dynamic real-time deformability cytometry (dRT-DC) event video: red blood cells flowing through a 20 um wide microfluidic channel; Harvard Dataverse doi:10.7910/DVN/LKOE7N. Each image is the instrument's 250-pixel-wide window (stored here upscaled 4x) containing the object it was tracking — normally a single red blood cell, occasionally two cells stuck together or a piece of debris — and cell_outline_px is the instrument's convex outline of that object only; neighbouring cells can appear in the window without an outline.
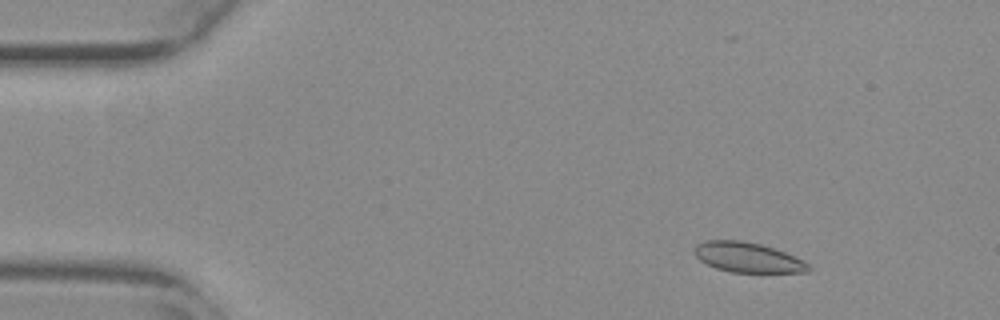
{"species": "common noctule bat (a hibernating species)", "species_latin": "Nyctalus noctula", "temperature_condition": "warm", "stored_images_in_passage": 56, "camera_frame_rate_fps": 3000, "um_per_image_px": 0.085, "animal": {"sex": "female", "body_mass_g": 29.2, "forearm_length_mm": 56.3}, "frame": {"image": 1, "passage_image": 7, "time_ms": 2.0, "image_size_px": [1000, 320], "cell_outline_px": [[812, 268], [808, 272], [732, 272], [716, 268], [700, 260], [692, 252], [692, 248], [696, 244], [704, 240], [740, 240], [760, 244], [784, 252], [804, 260]], "centroid_in_image_um": [63.52, 21.87], "position_along_channel_um": 21.5, "area_um2": 19.94}}
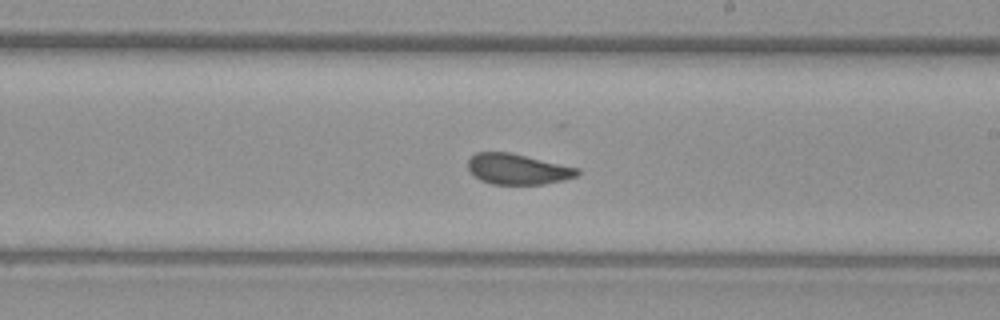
{"frame": {"image": 2, "passage_image": 32, "time_ms": 10.333, "image_size_px": [1000, 320], "cell_outline_px": [[580, 172], [576, 176], [564, 180], [544, 184], [492, 184], [480, 180], [472, 176], [468, 168], [468, 160], [476, 152], [512, 152], [580, 168]], "centroid_in_image_um": [44.0, 14.37], "position_along_channel_um": 245.0, "area_um2": 19.77}}
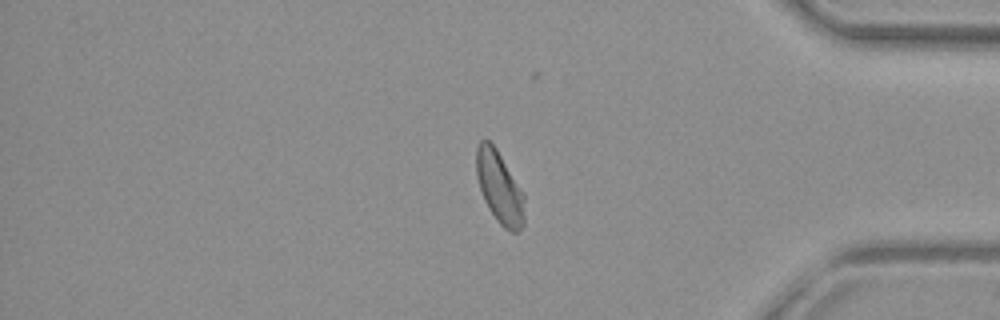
{"frame": {"image": 3, "passage_image": 46, "time_ms": 15.0, "image_size_px": [1000, 320], "cell_outline_px": [[524, 224], [516, 232], [512, 232], [504, 228], [496, 220], [488, 208], [484, 200], [476, 176], [476, 148], [480, 140], [488, 140], [496, 148], [524, 192]], "centroid_in_image_um": [42.46, 15.93], "position_along_channel_um": 392.7, "area_um2": 20.29}, "authors_computed_cell_mechanics": {"area_um2": 20.4901, "velocity_mm_per_s": 3.7503, "shape_relaxation_time_tau1_ms": 6.8662, "shape_relaxation_time_tau2_ms": 0.9615, "deformation_change_tau1": 0.1223, "deformation_change_tau2": 0.0496}}